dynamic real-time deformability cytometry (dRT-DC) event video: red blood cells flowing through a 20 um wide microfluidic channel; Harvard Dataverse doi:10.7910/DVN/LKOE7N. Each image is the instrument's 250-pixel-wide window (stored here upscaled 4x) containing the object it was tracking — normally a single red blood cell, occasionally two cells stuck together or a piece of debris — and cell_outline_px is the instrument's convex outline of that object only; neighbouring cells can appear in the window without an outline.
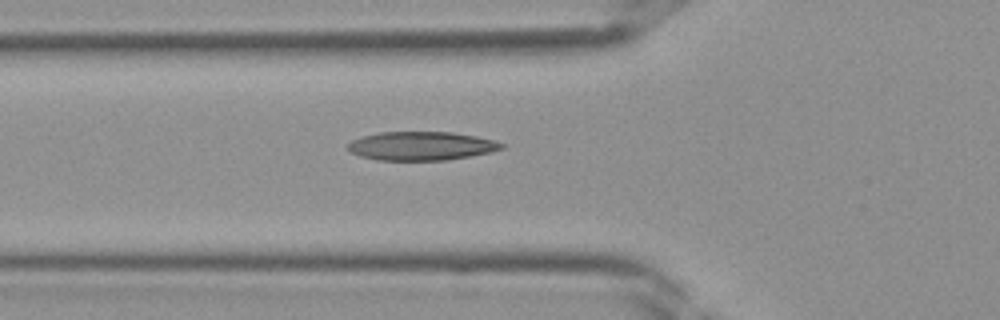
{"species": "Egyptian fruit bat (a non-hibernating species)", "species_latin": "Rousettus aegyptiacus", "temperature_condition": "room temperature", "stored_images_in_passage": 27, "camera_frame_rate_fps": 3000, "um_per_image_px": 0.085, "frame": {"image": 1, "passage_image": 2, "time_ms": 0.333, "image_size_px": [1000, 320], "cell_outline_px": [[504, 148], [492, 152], [448, 160], [376, 160], [360, 156], [352, 152], [348, 148], [348, 144], [352, 140], [364, 136], [380, 132], [452, 132], [476, 136], [492, 140], [504, 144]], "centroid_in_image_um": [35.83, 12.41], "position_along_channel_um": 90.0, "area_um2": 25.61}}
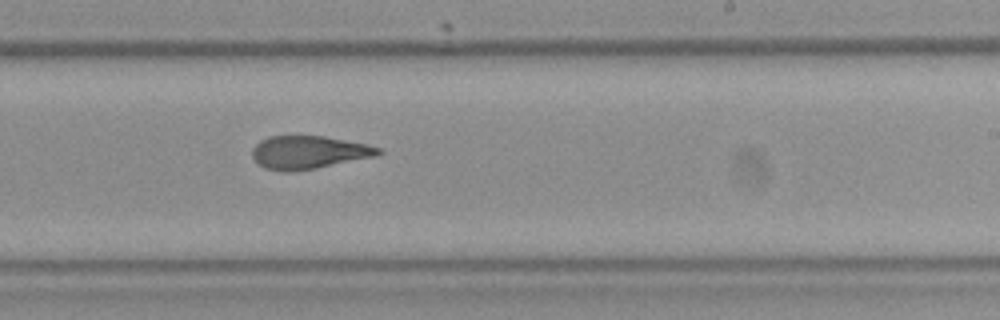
{"frame": {"image": 2, "passage_image": 12, "time_ms": 3.667, "image_size_px": [1000, 320], "cell_outline_px": [[384, 152], [376, 156], [316, 168], [288, 172], [284, 172], [264, 168], [252, 156], [252, 148], [260, 140], [268, 136], [324, 136], [368, 144], [380, 148]], "centroid_in_image_um": [26.24, 12.94], "position_along_channel_um": 262.8, "area_um2": 24.28}}
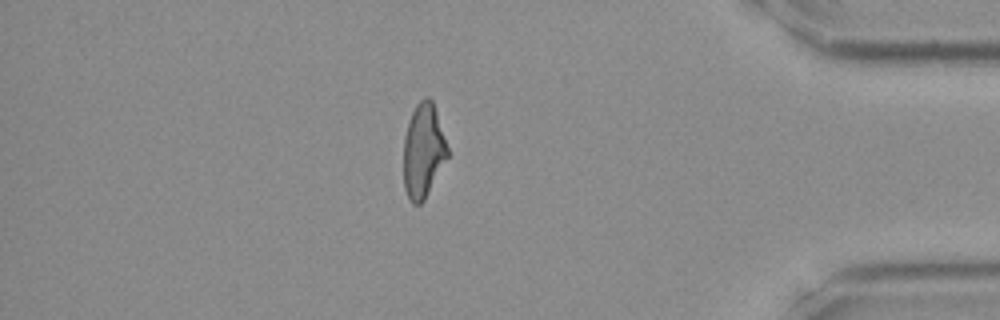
{"frame": {"image": 3, "passage_image": 22, "time_ms": 7.0, "image_size_px": [1000, 320], "cell_outline_px": [[448, 156], [424, 200], [420, 204], [412, 204], [404, 188], [404, 136], [412, 112], [416, 104], [424, 96], [428, 96], [432, 100], [448, 148]], "centroid_in_image_um": [35.97, 12.81], "position_along_channel_um": 399.2, "area_um2": 23.81}}